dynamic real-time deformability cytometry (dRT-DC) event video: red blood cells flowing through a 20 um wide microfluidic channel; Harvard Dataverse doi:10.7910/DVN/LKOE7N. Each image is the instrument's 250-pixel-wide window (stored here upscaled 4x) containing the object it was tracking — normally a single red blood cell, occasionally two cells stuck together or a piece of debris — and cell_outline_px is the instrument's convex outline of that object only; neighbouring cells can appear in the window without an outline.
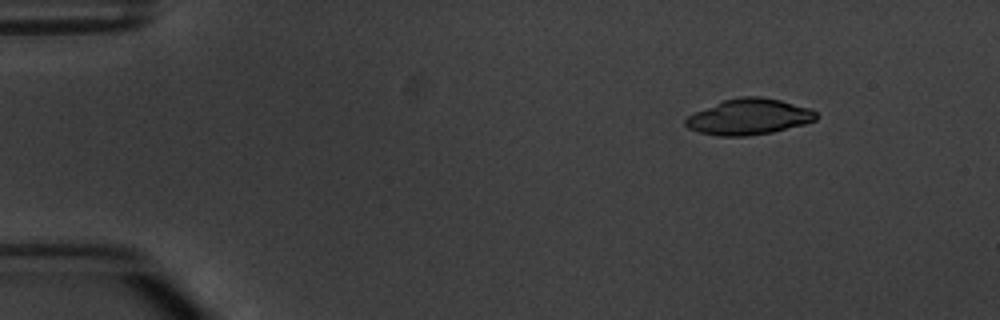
{"species": "common noctule bat (a hibernating species)", "species_latin": "Nyctalus noctula", "temperature_condition": "warm", "stored_images_in_passage": 4, "camera_frame_rate_fps": 3000, "um_per_image_px": 0.085, "animal": {"sex": "male", "body_mass_g": 20.1, "forearm_length_mm": 53.5}, "frame": {"image": 1, "passage_image": 1, "time_ms": 0.0, "image_size_px": [1000, 320], "cell_outline_px": [[820, 116], [816, 120], [804, 124], [772, 132], [744, 136], [720, 136], [700, 132], [688, 128], [684, 124], [684, 120], [688, 116], [696, 112], [724, 100], [740, 96], [760, 96], [780, 100], [812, 108]], "centroid_in_image_um": [63.7, 9.92], "position_along_channel_um": 21.3, "area_um2": 27.22}}